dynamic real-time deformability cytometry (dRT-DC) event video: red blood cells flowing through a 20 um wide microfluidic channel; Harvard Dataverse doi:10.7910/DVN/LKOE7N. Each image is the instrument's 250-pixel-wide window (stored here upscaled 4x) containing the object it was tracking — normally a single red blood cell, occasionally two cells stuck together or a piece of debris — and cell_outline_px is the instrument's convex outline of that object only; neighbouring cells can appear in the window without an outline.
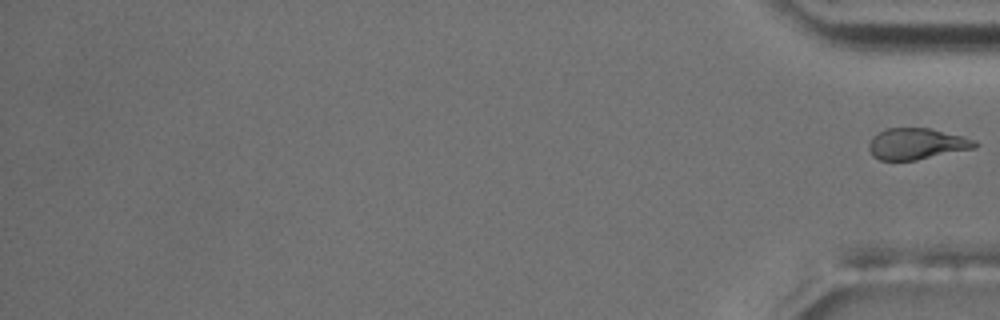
{"species": "common noctule bat (a hibernating species)", "species_latin": "Nyctalus noctula", "temperature_condition": "room temperature", "stored_images_in_passage": 16, "camera_frame_rate_fps": 3000, "um_per_image_px": 0.085, "animal": {"sex": "male", "body_mass_g": 17.5, "forearm_length_mm": 52.3}, "frame": {"image": 1, "passage_image": 16, "time_ms": 19.0, "image_size_px": [1000, 320], "cell_outline_px": [[980, 144], [976, 148], [916, 160], [880, 160], [872, 156], [868, 148], [868, 144], [872, 136], [876, 132], [888, 128], [932, 128], [964, 136], [976, 140]], "centroid_in_image_um": [77.93, 12.22], "position_along_channel_um": 357.3, "area_um2": 19.65}}